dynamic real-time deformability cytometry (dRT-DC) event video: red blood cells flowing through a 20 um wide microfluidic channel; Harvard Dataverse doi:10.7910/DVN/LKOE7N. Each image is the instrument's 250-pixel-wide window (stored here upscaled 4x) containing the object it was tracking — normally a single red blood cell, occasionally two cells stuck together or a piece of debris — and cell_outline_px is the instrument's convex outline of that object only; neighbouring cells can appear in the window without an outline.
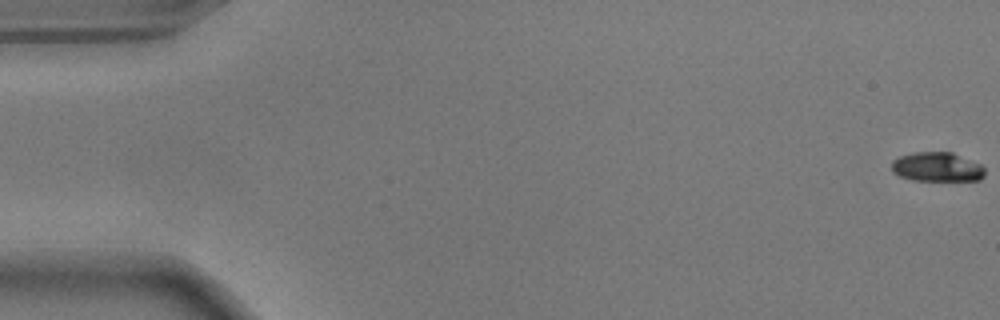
{"species": "common noctule bat (a hibernating species)", "species_latin": "Nyctalus noctula", "temperature_condition": "warm", "stored_images_in_passage": 53, "camera_frame_rate_fps": 3000, "um_per_image_px": 0.085, "animal": {"sex": "male", "body_mass_g": 17.9}, "frame": {"image": 1, "passage_image": 1, "time_ms": 0.0, "image_size_px": [1000, 320], "cell_outline_px": [[984, 176], [980, 180], [912, 180], [900, 176], [892, 172], [892, 160], [900, 156], [916, 152], [952, 152], [980, 164], [984, 168]], "centroid_in_image_um": [79.64, 14.19], "position_along_channel_um": 5.4, "area_um2": 15.84}}
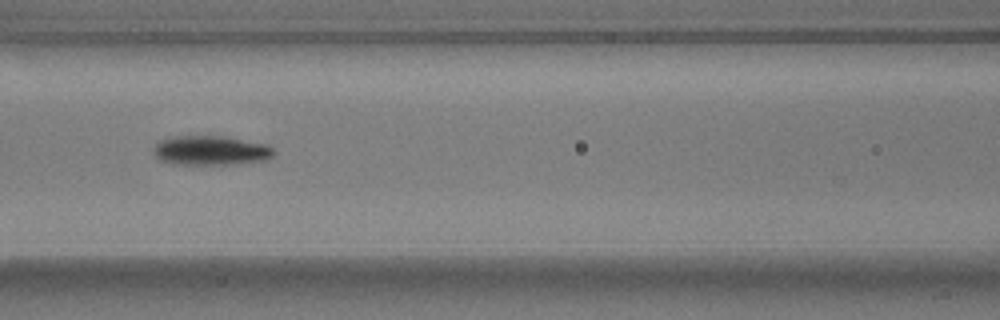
{"frame": {"image": 2, "passage_image": 25, "time_ms": 8.0, "image_size_px": [1000, 320], "cell_outline_px": [[276, 152], [268, 160], [232, 164], [176, 164], [160, 160], [152, 152], [152, 148], [160, 140], [176, 136], [228, 136], [268, 144]], "centroid_in_image_um": [17.95, 12.78], "position_along_channel_um": 148.7, "area_um2": 20.87}}
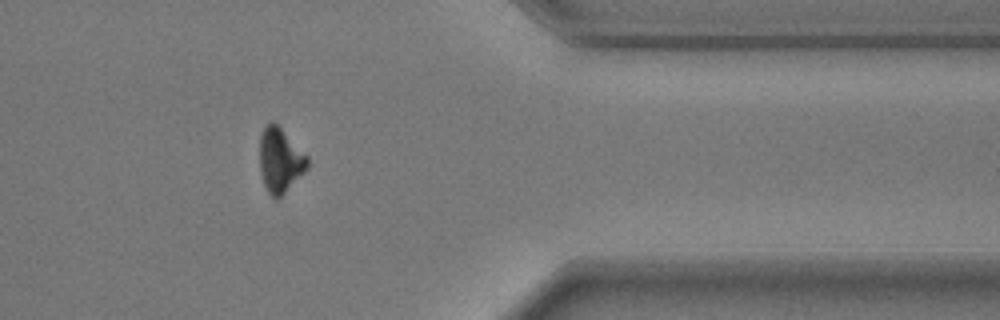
{"frame": {"image": 3, "passage_image": 46, "time_ms": 15.0, "image_size_px": [1000, 320], "cell_outline_px": [[308, 168], [276, 200], [268, 192], [264, 184], [260, 172], [260, 136], [264, 128], [272, 120], [308, 156]], "centroid_in_image_um": [23.8, 13.62], "position_along_channel_um": 387.6, "area_um2": 17.57}}